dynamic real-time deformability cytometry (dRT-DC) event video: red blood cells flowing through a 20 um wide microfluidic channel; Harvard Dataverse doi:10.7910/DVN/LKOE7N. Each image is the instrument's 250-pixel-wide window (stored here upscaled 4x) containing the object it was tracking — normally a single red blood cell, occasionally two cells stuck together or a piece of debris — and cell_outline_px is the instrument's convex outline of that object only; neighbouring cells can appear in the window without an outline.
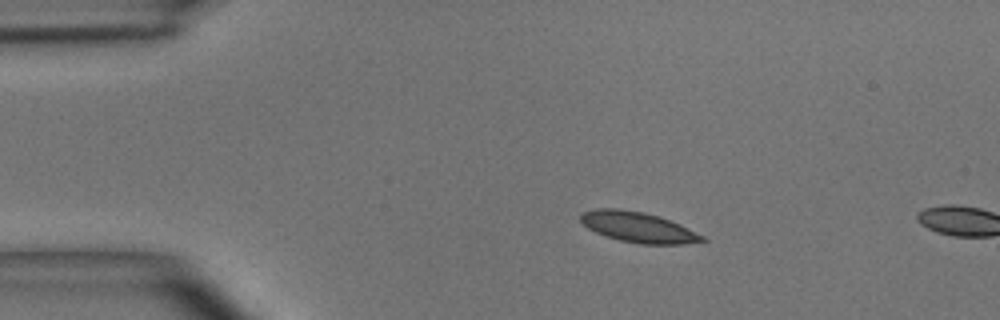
{"species": "common noctule bat (a hibernating species)", "species_latin": "Nyctalus noctula", "temperature_condition": "room temperature", "stored_images_in_passage": 3, "camera_frame_rate_fps": 3000, "um_per_image_px": 0.085, "animal": {"sex": "male", "body_mass_g": 15.6}, "frame": {"image": 1, "passage_image": 1, "time_ms": 0.0, "image_size_px": [1000, 320], "cell_outline_px": [[708, 240], [684, 244], [640, 244], [620, 240], [596, 232], [588, 228], [580, 220], [580, 212], [596, 208], [616, 208], [644, 212], [680, 224], [704, 236]], "centroid_in_image_um": [54.22, 19.3], "position_along_channel_um": 30.8, "area_um2": 21.39}}